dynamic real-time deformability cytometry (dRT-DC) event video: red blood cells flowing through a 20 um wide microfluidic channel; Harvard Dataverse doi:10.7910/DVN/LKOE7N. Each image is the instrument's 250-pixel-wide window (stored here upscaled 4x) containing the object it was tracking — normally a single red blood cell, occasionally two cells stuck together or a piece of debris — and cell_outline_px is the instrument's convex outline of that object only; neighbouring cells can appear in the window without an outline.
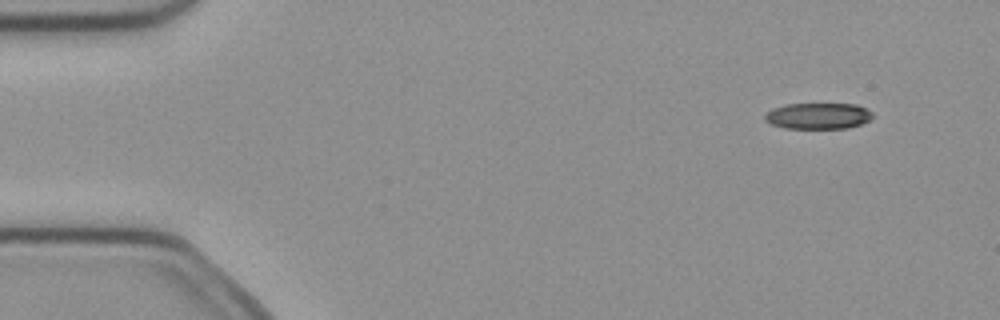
{"species": "common noctule bat (a hibernating species)", "species_latin": "Nyctalus noctula", "temperature_condition": "cold", "stored_images_in_passage": 5, "camera_frame_rate_fps": 3000, "um_per_image_px": 0.085, "animal": {"sex": "female", "body_mass_g": 21.9}, "frame": {"image": 1, "passage_image": 1, "time_ms": 0.0, "image_size_px": [1000, 320], "cell_outline_px": [[872, 116], [868, 120], [860, 124], [848, 128], [784, 128], [772, 124], [764, 120], [764, 112], [772, 108], [784, 104], [856, 104], [868, 108], [872, 112]], "centroid_in_image_um": [69.5, 9.84], "position_along_channel_um": 15.5, "area_um2": 16.53}}
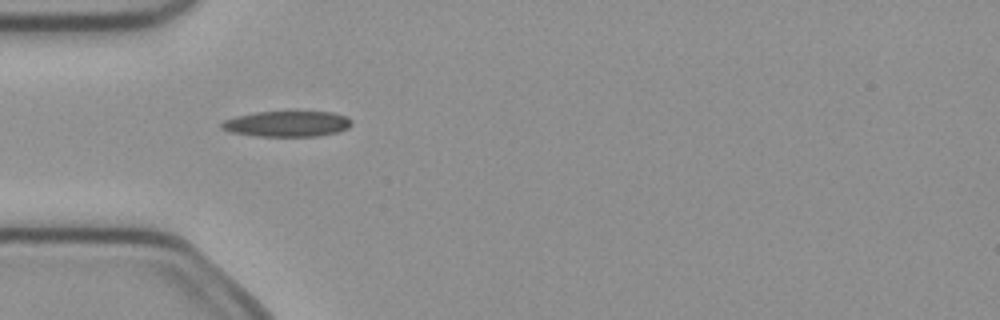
{"frame": {"image": 2, "passage_image": 4, "time_ms": 1.0, "image_size_px": [1000, 320], "cell_outline_px": [[352, 124], [348, 128], [336, 132], [316, 136], [256, 136], [232, 132], [220, 128], [220, 124], [224, 120], [236, 116], [256, 112], [332, 112], [348, 116], [352, 120]], "centroid_in_image_um": [24.41, 10.52], "position_along_channel_um": 60.6, "area_um2": 19.42}}